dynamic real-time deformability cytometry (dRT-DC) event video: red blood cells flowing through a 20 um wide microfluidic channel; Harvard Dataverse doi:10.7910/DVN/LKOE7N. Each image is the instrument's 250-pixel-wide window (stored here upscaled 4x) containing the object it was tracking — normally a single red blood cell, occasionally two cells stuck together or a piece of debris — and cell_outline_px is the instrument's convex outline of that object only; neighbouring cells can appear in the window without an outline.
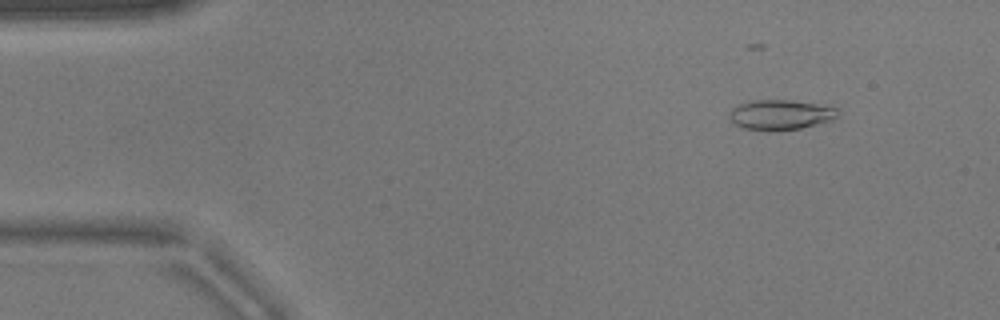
{"species": "common noctule bat (a hibernating species)", "species_latin": "Nyctalus noctula", "temperature_condition": "warm", "stored_images_in_passage": 39, "camera_frame_rate_fps": 3000, "um_per_image_px": 0.085, "animal": {"sex": "male", "body_mass_g": 17.9}, "frame": {"image": 1, "passage_image": 6, "time_ms": 1.667, "image_size_px": [1000, 320], "cell_outline_px": [[836, 116], [832, 120], [800, 128], [772, 132], [768, 132], [744, 128], [732, 124], [728, 116], [732, 108], [748, 100], [788, 100], [816, 104], [836, 108]], "centroid_in_image_um": [66.24, 9.77], "position_along_channel_um": 18.8, "area_um2": 19.02}}
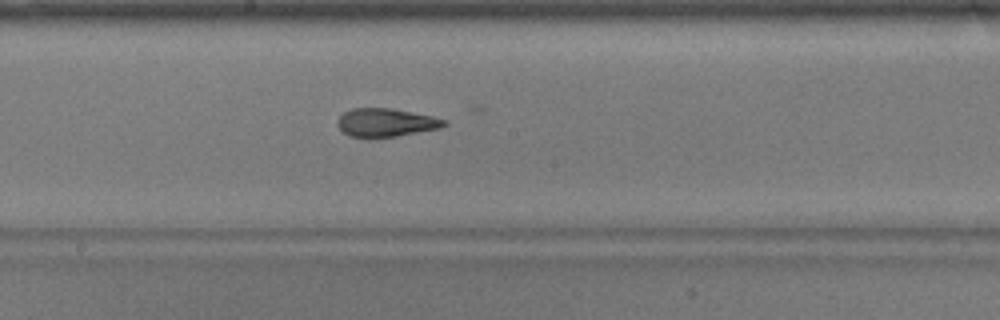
{"frame": {"image": 2, "passage_image": 28, "time_ms": 9.0, "image_size_px": [1000, 320], "cell_outline_px": [[448, 124], [440, 128], [396, 136], [368, 140], [348, 136], [336, 124], [336, 120], [344, 112], [352, 108], [392, 108], [432, 116], [448, 120]], "centroid_in_image_um": [32.77, 10.44], "position_along_channel_um": 215.4, "area_um2": 18.09}}
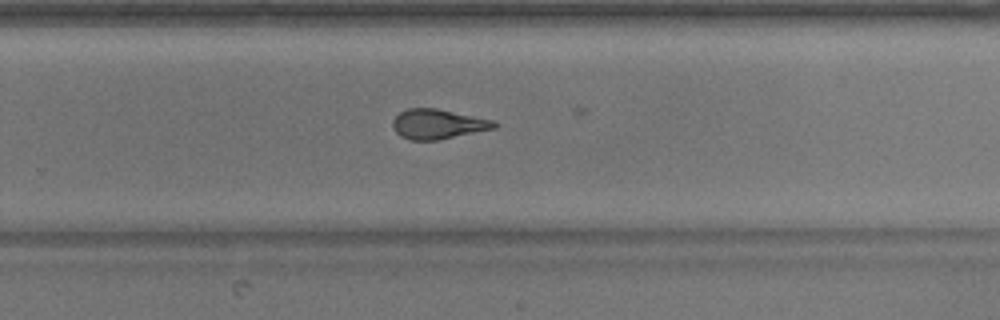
{"frame": {"image": 3, "passage_image": 34, "time_ms": 11.0, "image_size_px": [1000, 320], "cell_outline_px": [[496, 128], [436, 140], [408, 140], [400, 136], [396, 132], [392, 124], [392, 120], [400, 112], [408, 108], [436, 108], [492, 120], [496, 124]], "centroid_in_image_um": [37.17, 10.55], "position_along_channel_um": 292.6, "area_um2": 17.4}}